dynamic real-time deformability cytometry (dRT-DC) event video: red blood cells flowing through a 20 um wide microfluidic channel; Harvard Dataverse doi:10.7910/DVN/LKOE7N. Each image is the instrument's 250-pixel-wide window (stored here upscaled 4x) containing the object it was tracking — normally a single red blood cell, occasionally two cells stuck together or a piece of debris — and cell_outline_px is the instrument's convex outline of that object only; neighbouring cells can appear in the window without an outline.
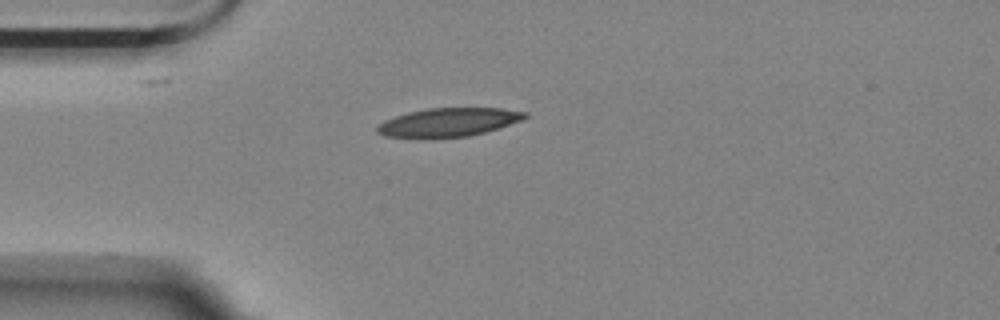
{"species": "Egyptian fruit bat (a non-hibernating species)", "species_latin": "Rousettus aegyptiacus", "temperature_condition": "room temperature", "stored_images_in_passage": 43, "camera_frame_rate_fps": 3000, "um_per_image_px": 0.085, "animal": {"sex": "female"}, "frame": {"image": 1, "passage_image": 1, "time_ms": 0.0, "image_size_px": [1000, 320], "cell_outline_px": [[528, 116], [520, 120], [484, 132], [468, 136], [432, 140], [420, 140], [384, 136], [376, 132], [376, 128], [384, 120], [408, 112], [428, 108], [500, 108], [528, 112]], "centroid_in_image_um": [38.02, 10.43], "position_along_channel_um": 47.0, "area_um2": 25.14}}
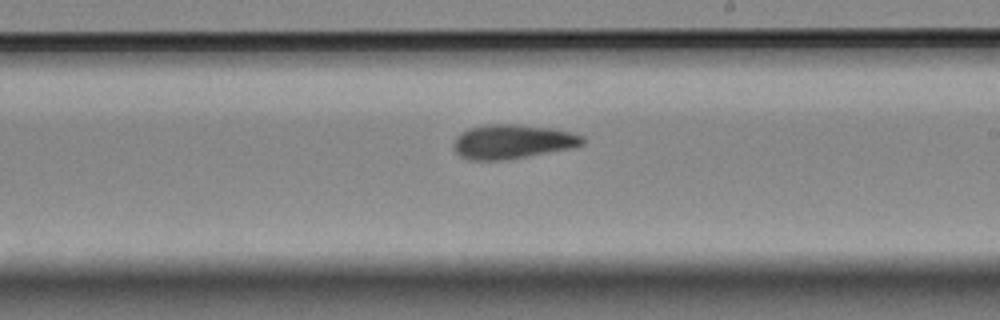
{"frame": {"image": 2, "passage_image": 19, "time_ms": 6.0, "image_size_px": [1000, 320], "cell_outline_px": [[584, 144], [572, 148], [504, 160], [468, 160], [460, 156], [452, 148], [452, 144], [456, 136], [468, 128], [488, 124], [516, 124], [552, 128], [584, 136]], "centroid_in_image_um": [43.51, 12.04], "position_along_channel_um": 245.5, "area_um2": 25.78}}
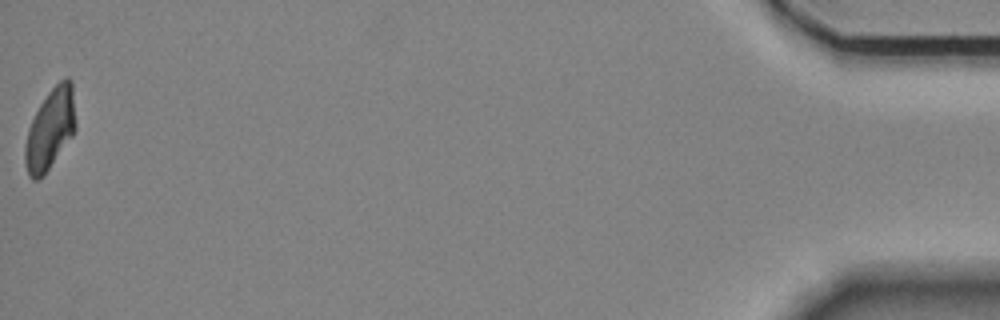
{"frame": {"image": 3, "passage_image": 43, "time_ms": 14.0, "image_size_px": [1000, 320], "cell_outline_px": [[76, 128], [72, 136], [44, 176], [36, 180], [32, 180], [28, 176], [24, 164], [24, 144], [28, 128], [40, 104], [48, 92], [60, 80], [68, 76], [72, 80], [76, 124]], "centroid_in_image_um": [4.26, 11.0], "position_along_channel_um": 430.9, "area_um2": 24.1}, "authors_computed_cell_mechanics": {"area_um2": 25.0852, "velocity_mm_per_s": 3.5238, "shape_relaxation_time_tau1_ms": null, "shape_relaxation_time_tau2_ms": 6.3989, "deformation_change_tau1": null, "deformation_change_tau2": 0.1461}}